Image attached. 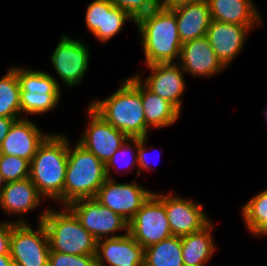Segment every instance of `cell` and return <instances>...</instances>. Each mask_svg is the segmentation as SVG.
<instances>
[{"instance_id":"cell-2","label":"cell","mask_w":267,"mask_h":266,"mask_svg":"<svg viewBox=\"0 0 267 266\" xmlns=\"http://www.w3.org/2000/svg\"><path fill=\"white\" fill-rule=\"evenodd\" d=\"M69 139L51 132L39 145L30 162V179L39 193L63 206Z\"/></svg>"},{"instance_id":"cell-15","label":"cell","mask_w":267,"mask_h":266,"mask_svg":"<svg viewBox=\"0 0 267 266\" xmlns=\"http://www.w3.org/2000/svg\"><path fill=\"white\" fill-rule=\"evenodd\" d=\"M126 20L136 23L128 12L114 6L110 0H93L87 5L85 25L100 43L108 42L123 30Z\"/></svg>"},{"instance_id":"cell-26","label":"cell","mask_w":267,"mask_h":266,"mask_svg":"<svg viewBox=\"0 0 267 266\" xmlns=\"http://www.w3.org/2000/svg\"><path fill=\"white\" fill-rule=\"evenodd\" d=\"M20 84L15 66L0 78V117L21 119Z\"/></svg>"},{"instance_id":"cell-3","label":"cell","mask_w":267,"mask_h":266,"mask_svg":"<svg viewBox=\"0 0 267 266\" xmlns=\"http://www.w3.org/2000/svg\"><path fill=\"white\" fill-rule=\"evenodd\" d=\"M135 25L141 37L146 65L179 61L183 43L175 14L170 8L158 7L139 17Z\"/></svg>"},{"instance_id":"cell-18","label":"cell","mask_w":267,"mask_h":266,"mask_svg":"<svg viewBox=\"0 0 267 266\" xmlns=\"http://www.w3.org/2000/svg\"><path fill=\"white\" fill-rule=\"evenodd\" d=\"M97 266H144V248L127 233L97 241Z\"/></svg>"},{"instance_id":"cell-17","label":"cell","mask_w":267,"mask_h":266,"mask_svg":"<svg viewBox=\"0 0 267 266\" xmlns=\"http://www.w3.org/2000/svg\"><path fill=\"white\" fill-rule=\"evenodd\" d=\"M177 63L185 73L204 78L213 77L226 68L212 49L206 35L183 43Z\"/></svg>"},{"instance_id":"cell-27","label":"cell","mask_w":267,"mask_h":266,"mask_svg":"<svg viewBox=\"0 0 267 266\" xmlns=\"http://www.w3.org/2000/svg\"><path fill=\"white\" fill-rule=\"evenodd\" d=\"M245 227L253 236H267V189L252 197L241 208Z\"/></svg>"},{"instance_id":"cell-35","label":"cell","mask_w":267,"mask_h":266,"mask_svg":"<svg viewBox=\"0 0 267 266\" xmlns=\"http://www.w3.org/2000/svg\"><path fill=\"white\" fill-rule=\"evenodd\" d=\"M202 0H158L159 7L174 8L182 4L199 2Z\"/></svg>"},{"instance_id":"cell-24","label":"cell","mask_w":267,"mask_h":266,"mask_svg":"<svg viewBox=\"0 0 267 266\" xmlns=\"http://www.w3.org/2000/svg\"><path fill=\"white\" fill-rule=\"evenodd\" d=\"M141 100L146 125L151 129L169 127L181 116V113L170 102L148 90L142 83Z\"/></svg>"},{"instance_id":"cell-6","label":"cell","mask_w":267,"mask_h":266,"mask_svg":"<svg viewBox=\"0 0 267 266\" xmlns=\"http://www.w3.org/2000/svg\"><path fill=\"white\" fill-rule=\"evenodd\" d=\"M15 72L20 84L21 118H27L25 113L40 115L57 108L62 94L57 78L27 67L15 66Z\"/></svg>"},{"instance_id":"cell-19","label":"cell","mask_w":267,"mask_h":266,"mask_svg":"<svg viewBox=\"0 0 267 266\" xmlns=\"http://www.w3.org/2000/svg\"><path fill=\"white\" fill-rule=\"evenodd\" d=\"M49 134L42 132L30 119L16 120L0 146V154L18 156L31 162L39 145Z\"/></svg>"},{"instance_id":"cell-20","label":"cell","mask_w":267,"mask_h":266,"mask_svg":"<svg viewBox=\"0 0 267 266\" xmlns=\"http://www.w3.org/2000/svg\"><path fill=\"white\" fill-rule=\"evenodd\" d=\"M43 199L44 197L39 193L31 179L27 178L5 183L0 193V207L8 216H20L14 222L27 223V220L21 216L36 209Z\"/></svg>"},{"instance_id":"cell-1","label":"cell","mask_w":267,"mask_h":266,"mask_svg":"<svg viewBox=\"0 0 267 266\" xmlns=\"http://www.w3.org/2000/svg\"><path fill=\"white\" fill-rule=\"evenodd\" d=\"M89 106L129 138L148 136L150 128L142 106L141 82L135 75L120 82L119 89L108 98L91 101Z\"/></svg>"},{"instance_id":"cell-32","label":"cell","mask_w":267,"mask_h":266,"mask_svg":"<svg viewBox=\"0 0 267 266\" xmlns=\"http://www.w3.org/2000/svg\"><path fill=\"white\" fill-rule=\"evenodd\" d=\"M0 222V255H10V239L13 221Z\"/></svg>"},{"instance_id":"cell-37","label":"cell","mask_w":267,"mask_h":266,"mask_svg":"<svg viewBox=\"0 0 267 266\" xmlns=\"http://www.w3.org/2000/svg\"><path fill=\"white\" fill-rule=\"evenodd\" d=\"M4 186H5V181L3 180L2 174L0 173V193L2 192Z\"/></svg>"},{"instance_id":"cell-9","label":"cell","mask_w":267,"mask_h":266,"mask_svg":"<svg viewBox=\"0 0 267 266\" xmlns=\"http://www.w3.org/2000/svg\"><path fill=\"white\" fill-rule=\"evenodd\" d=\"M67 207L75 214L85 230L98 241L128 233V222L108 207L101 205L94 198L79 199ZM124 231L123 234H116Z\"/></svg>"},{"instance_id":"cell-13","label":"cell","mask_w":267,"mask_h":266,"mask_svg":"<svg viewBox=\"0 0 267 266\" xmlns=\"http://www.w3.org/2000/svg\"><path fill=\"white\" fill-rule=\"evenodd\" d=\"M172 193H162V204L173 236L182 237L198 232L211 221L202 203Z\"/></svg>"},{"instance_id":"cell-25","label":"cell","mask_w":267,"mask_h":266,"mask_svg":"<svg viewBox=\"0 0 267 266\" xmlns=\"http://www.w3.org/2000/svg\"><path fill=\"white\" fill-rule=\"evenodd\" d=\"M144 266H184L181 237L171 236L144 249Z\"/></svg>"},{"instance_id":"cell-11","label":"cell","mask_w":267,"mask_h":266,"mask_svg":"<svg viewBox=\"0 0 267 266\" xmlns=\"http://www.w3.org/2000/svg\"><path fill=\"white\" fill-rule=\"evenodd\" d=\"M152 193L153 191L141 187L136 179L131 183L107 179L94 199L129 223Z\"/></svg>"},{"instance_id":"cell-21","label":"cell","mask_w":267,"mask_h":266,"mask_svg":"<svg viewBox=\"0 0 267 266\" xmlns=\"http://www.w3.org/2000/svg\"><path fill=\"white\" fill-rule=\"evenodd\" d=\"M170 9L175 14L178 34L182 43L207 34L211 22L207 0L182 4Z\"/></svg>"},{"instance_id":"cell-12","label":"cell","mask_w":267,"mask_h":266,"mask_svg":"<svg viewBox=\"0 0 267 266\" xmlns=\"http://www.w3.org/2000/svg\"><path fill=\"white\" fill-rule=\"evenodd\" d=\"M86 111L89 121L77 143L106 164L129 137L105 121L89 105Z\"/></svg>"},{"instance_id":"cell-34","label":"cell","mask_w":267,"mask_h":266,"mask_svg":"<svg viewBox=\"0 0 267 266\" xmlns=\"http://www.w3.org/2000/svg\"><path fill=\"white\" fill-rule=\"evenodd\" d=\"M15 121V118L0 117V146Z\"/></svg>"},{"instance_id":"cell-30","label":"cell","mask_w":267,"mask_h":266,"mask_svg":"<svg viewBox=\"0 0 267 266\" xmlns=\"http://www.w3.org/2000/svg\"><path fill=\"white\" fill-rule=\"evenodd\" d=\"M114 6L128 12L135 20L159 7L158 0H110Z\"/></svg>"},{"instance_id":"cell-23","label":"cell","mask_w":267,"mask_h":266,"mask_svg":"<svg viewBox=\"0 0 267 266\" xmlns=\"http://www.w3.org/2000/svg\"><path fill=\"white\" fill-rule=\"evenodd\" d=\"M213 222L200 231L181 237L184 266H206L216 250L213 238Z\"/></svg>"},{"instance_id":"cell-4","label":"cell","mask_w":267,"mask_h":266,"mask_svg":"<svg viewBox=\"0 0 267 266\" xmlns=\"http://www.w3.org/2000/svg\"><path fill=\"white\" fill-rule=\"evenodd\" d=\"M62 208H46L38 218L46 228L50 252L95 256L97 240L67 206Z\"/></svg>"},{"instance_id":"cell-8","label":"cell","mask_w":267,"mask_h":266,"mask_svg":"<svg viewBox=\"0 0 267 266\" xmlns=\"http://www.w3.org/2000/svg\"><path fill=\"white\" fill-rule=\"evenodd\" d=\"M37 227L13 221L10 256L14 266H48L50 248L46 228L39 221Z\"/></svg>"},{"instance_id":"cell-38","label":"cell","mask_w":267,"mask_h":266,"mask_svg":"<svg viewBox=\"0 0 267 266\" xmlns=\"http://www.w3.org/2000/svg\"><path fill=\"white\" fill-rule=\"evenodd\" d=\"M265 117H267V108H266V112H265ZM266 120H267V118H266Z\"/></svg>"},{"instance_id":"cell-7","label":"cell","mask_w":267,"mask_h":266,"mask_svg":"<svg viewBox=\"0 0 267 266\" xmlns=\"http://www.w3.org/2000/svg\"><path fill=\"white\" fill-rule=\"evenodd\" d=\"M128 233L144 249L172 235L162 204V193L153 192L128 224Z\"/></svg>"},{"instance_id":"cell-29","label":"cell","mask_w":267,"mask_h":266,"mask_svg":"<svg viewBox=\"0 0 267 266\" xmlns=\"http://www.w3.org/2000/svg\"><path fill=\"white\" fill-rule=\"evenodd\" d=\"M0 173L5 183L30 177V162L24 158L0 154Z\"/></svg>"},{"instance_id":"cell-28","label":"cell","mask_w":267,"mask_h":266,"mask_svg":"<svg viewBox=\"0 0 267 266\" xmlns=\"http://www.w3.org/2000/svg\"><path fill=\"white\" fill-rule=\"evenodd\" d=\"M138 147L139 138H128L126 140L105 164L107 179L114 180L111 171L119 172L120 168L132 170L136 165L138 170Z\"/></svg>"},{"instance_id":"cell-22","label":"cell","mask_w":267,"mask_h":266,"mask_svg":"<svg viewBox=\"0 0 267 266\" xmlns=\"http://www.w3.org/2000/svg\"><path fill=\"white\" fill-rule=\"evenodd\" d=\"M211 20L238 25H263L253 0H207Z\"/></svg>"},{"instance_id":"cell-16","label":"cell","mask_w":267,"mask_h":266,"mask_svg":"<svg viewBox=\"0 0 267 266\" xmlns=\"http://www.w3.org/2000/svg\"><path fill=\"white\" fill-rule=\"evenodd\" d=\"M262 25H238L211 20L206 37L225 67H228L244 48L247 34Z\"/></svg>"},{"instance_id":"cell-36","label":"cell","mask_w":267,"mask_h":266,"mask_svg":"<svg viewBox=\"0 0 267 266\" xmlns=\"http://www.w3.org/2000/svg\"><path fill=\"white\" fill-rule=\"evenodd\" d=\"M0 266H14L10 255H0Z\"/></svg>"},{"instance_id":"cell-5","label":"cell","mask_w":267,"mask_h":266,"mask_svg":"<svg viewBox=\"0 0 267 266\" xmlns=\"http://www.w3.org/2000/svg\"><path fill=\"white\" fill-rule=\"evenodd\" d=\"M68 148V163L63 190V206L79 199L94 198L107 180L105 164L78 143Z\"/></svg>"},{"instance_id":"cell-14","label":"cell","mask_w":267,"mask_h":266,"mask_svg":"<svg viewBox=\"0 0 267 266\" xmlns=\"http://www.w3.org/2000/svg\"><path fill=\"white\" fill-rule=\"evenodd\" d=\"M150 74L135 77L151 92L170 102L180 113L182 110L181 95L185 92L186 74L178 63H155L146 65ZM144 77V78H143ZM145 79V80H144Z\"/></svg>"},{"instance_id":"cell-10","label":"cell","mask_w":267,"mask_h":266,"mask_svg":"<svg viewBox=\"0 0 267 266\" xmlns=\"http://www.w3.org/2000/svg\"><path fill=\"white\" fill-rule=\"evenodd\" d=\"M90 48L83 41L62 35L50 57L59 79L68 88L81 84L89 67Z\"/></svg>"},{"instance_id":"cell-31","label":"cell","mask_w":267,"mask_h":266,"mask_svg":"<svg viewBox=\"0 0 267 266\" xmlns=\"http://www.w3.org/2000/svg\"><path fill=\"white\" fill-rule=\"evenodd\" d=\"M48 266H97V265L95 256L69 255L61 252H50Z\"/></svg>"},{"instance_id":"cell-33","label":"cell","mask_w":267,"mask_h":266,"mask_svg":"<svg viewBox=\"0 0 267 266\" xmlns=\"http://www.w3.org/2000/svg\"><path fill=\"white\" fill-rule=\"evenodd\" d=\"M148 136L139 138V147H138V171L136 172L139 176L141 170L151 171V166L148 161V148L147 146ZM157 164V163H154Z\"/></svg>"}]
</instances>
